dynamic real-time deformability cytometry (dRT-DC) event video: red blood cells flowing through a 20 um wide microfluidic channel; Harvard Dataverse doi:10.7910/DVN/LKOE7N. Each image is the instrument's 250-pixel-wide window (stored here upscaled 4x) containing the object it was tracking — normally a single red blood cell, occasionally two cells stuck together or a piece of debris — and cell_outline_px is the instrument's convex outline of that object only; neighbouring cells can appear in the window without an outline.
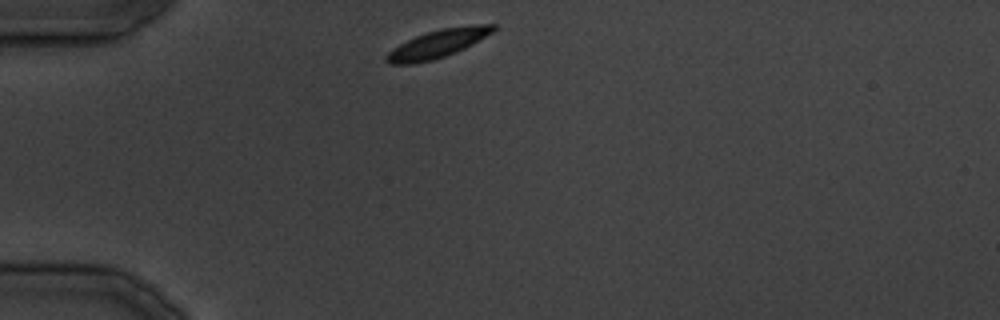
{"species": "common noctule bat (a hibernating species)", "species_latin": "Nyctalus noctula", "temperature_condition": "cold", "stored_images_in_passage": 14, "camera_frame_rate_fps": 3000, "um_per_image_px": 0.085, "animal": {"sex": "male", "body_mass_g": 19.5, "forearm_length_mm": 54.6}, "frame": {"image": 1, "passage_image": 1, "time_ms": 0.0, "image_size_px": [1000, 320], "cell_outline_px": [[496, 28], [492, 32], [472, 44], [464, 48], [444, 56], [432, 60], [412, 64], [388, 64], [384, 60], [384, 56], [392, 48], [424, 32], [444, 28], [472, 24], [496, 24]], "centroid_in_image_um": [37.17, 3.71], "position_along_channel_um": 47.8, "area_um2": 17.4}}
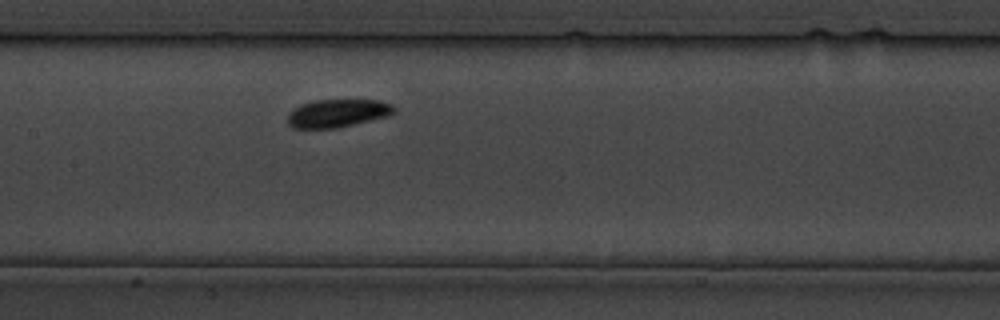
{"frame": {"image": 2, "passage_image": 9, "time_ms": 10.333, "image_size_px": [1000, 320], "cell_outline_px": [[396, 112], [388, 116], [352, 124], [332, 128], [292, 128], [288, 124], [288, 112], [292, 108], [300, 104], [316, 100], [380, 100], [392, 104], [396, 108]], "centroid_in_image_um": [28.68, 9.61], "position_along_channel_um": 178.7, "area_um2": 17.4}}
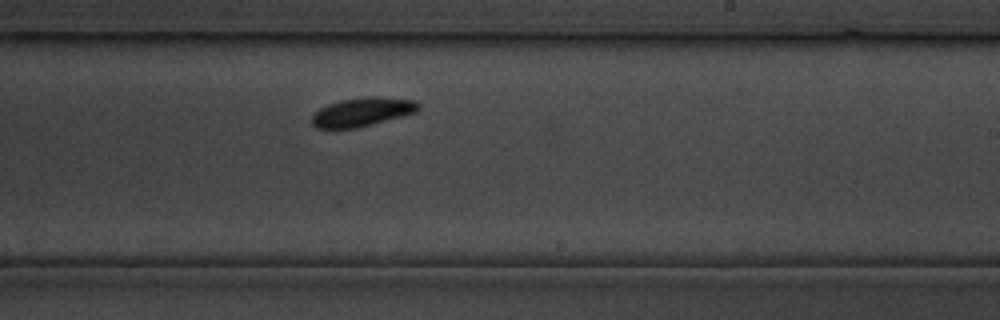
{"frame": {"image": 3, "passage_image": 14, "time_ms": 15.667, "image_size_px": [1000, 320], "cell_outline_px": [[420, 108], [416, 112], [372, 124], [356, 128], [316, 128], [312, 124], [312, 116], [320, 108], [328, 104], [340, 100], [368, 96], [376, 96], [416, 100], [420, 104]], "centroid_in_image_um": [30.81, 9.5], "position_along_channel_um": 258.2, "area_um2": 17.8}}